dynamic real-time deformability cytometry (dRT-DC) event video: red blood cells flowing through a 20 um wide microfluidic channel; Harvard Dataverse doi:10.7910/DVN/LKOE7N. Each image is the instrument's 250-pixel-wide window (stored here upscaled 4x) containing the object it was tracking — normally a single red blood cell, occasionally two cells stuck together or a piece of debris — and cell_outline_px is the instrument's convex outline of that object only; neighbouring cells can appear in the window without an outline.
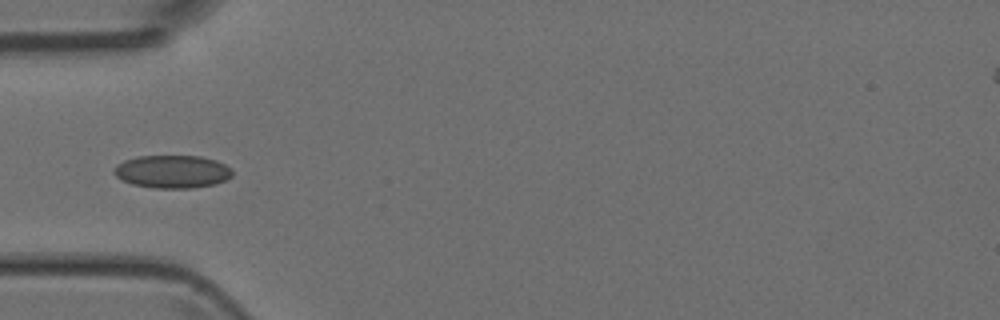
{"species": "Egyptian fruit bat (a non-hibernating species)", "species_latin": "Rousettus aegyptiacus", "temperature_condition": "room temperature", "stored_images_in_passage": 1, "camera_frame_rate_fps": 3000, "um_per_image_px": 0.085, "animal": {"sex": "female"}, "frame": {"image": 1, "passage_image": 1, "time_ms": 0.0, "image_size_px": [1000, 320], "cell_outline_px": [[232, 176], [216, 184], [192, 188], [156, 188], [132, 184], [120, 180], [112, 172], [116, 164], [124, 160], [136, 156], [200, 156], [216, 160], [232, 168]], "centroid_in_image_um": [14.62, 14.58], "position_along_channel_um": 70.4, "area_um2": 22.89}}